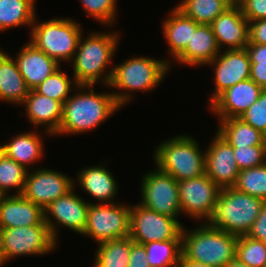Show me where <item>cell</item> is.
<instances>
[{"label": "cell", "mask_w": 266, "mask_h": 267, "mask_svg": "<svg viewBox=\"0 0 266 267\" xmlns=\"http://www.w3.org/2000/svg\"><path fill=\"white\" fill-rule=\"evenodd\" d=\"M73 83L76 86V82L72 81L71 83L67 73L61 71L59 68L33 90L36 93L60 101L63 104L70 97L69 95L71 89H73Z\"/></svg>", "instance_id": "obj_34"}, {"label": "cell", "mask_w": 266, "mask_h": 267, "mask_svg": "<svg viewBox=\"0 0 266 267\" xmlns=\"http://www.w3.org/2000/svg\"><path fill=\"white\" fill-rule=\"evenodd\" d=\"M187 135L174 136L160 144L154 153L157 168L178 182L205 174V151Z\"/></svg>", "instance_id": "obj_5"}, {"label": "cell", "mask_w": 266, "mask_h": 267, "mask_svg": "<svg viewBox=\"0 0 266 267\" xmlns=\"http://www.w3.org/2000/svg\"><path fill=\"white\" fill-rule=\"evenodd\" d=\"M150 267H178L181 240L154 241L144 244Z\"/></svg>", "instance_id": "obj_31"}, {"label": "cell", "mask_w": 266, "mask_h": 267, "mask_svg": "<svg viewBox=\"0 0 266 267\" xmlns=\"http://www.w3.org/2000/svg\"><path fill=\"white\" fill-rule=\"evenodd\" d=\"M240 170L263 165L266 162V145L233 147Z\"/></svg>", "instance_id": "obj_37"}, {"label": "cell", "mask_w": 266, "mask_h": 267, "mask_svg": "<svg viewBox=\"0 0 266 267\" xmlns=\"http://www.w3.org/2000/svg\"><path fill=\"white\" fill-rule=\"evenodd\" d=\"M43 142L41 135L30 131L16 135L10 142L0 145V152L27 169V166L37 163L44 156Z\"/></svg>", "instance_id": "obj_25"}, {"label": "cell", "mask_w": 266, "mask_h": 267, "mask_svg": "<svg viewBox=\"0 0 266 267\" xmlns=\"http://www.w3.org/2000/svg\"><path fill=\"white\" fill-rule=\"evenodd\" d=\"M56 244L48 225L0 229V248L5 262L22 255L47 254Z\"/></svg>", "instance_id": "obj_9"}, {"label": "cell", "mask_w": 266, "mask_h": 267, "mask_svg": "<svg viewBox=\"0 0 266 267\" xmlns=\"http://www.w3.org/2000/svg\"><path fill=\"white\" fill-rule=\"evenodd\" d=\"M249 43L266 44V19L249 22Z\"/></svg>", "instance_id": "obj_42"}, {"label": "cell", "mask_w": 266, "mask_h": 267, "mask_svg": "<svg viewBox=\"0 0 266 267\" xmlns=\"http://www.w3.org/2000/svg\"><path fill=\"white\" fill-rule=\"evenodd\" d=\"M188 231L183 226L180 257L212 267H225L236 257L237 236L211 227L207 222Z\"/></svg>", "instance_id": "obj_3"}, {"label": "cell", "mask_w": 266, "mask_h": 267, "mask_svg": "<svg viewBox=\"0 0 266 267\" xmlns=\"http://www.w3.org/2000/svg\"><path fill=\"white\" fill-rule=\"evenodd\" d=\"M170 17L162 24L163 35L168 44V52L175 60L186 48L199 23L184 15L174 7Z\"/></svg>", "instance_id": "obj_24"}, {"label": "cell", "mask_w": 266, "mask_h": 267, "mask_svg": "<svg viewBox=\"0 0 266 267\" xmlns=\"http://www.w3.org/2000/svg\"><path fill=\"white\" fill-rule=\"evenodd\" d=\"M87 15L99 23L111 26L115 24L117 0H79Z\"/></svg>", "instance_id": "obj_36"}, {"label": "cell", "mask_w": 266, "mask_h": 267, "mask_svg": "<svg viewBox=\"0 0 266 267\" xmlns=\"http://www.w3.org/2000/svg\"><path fill=\"white\" fill-rule=\"evenodd\" d=\"M236 258L250 267L266 265V247L263 241L247 235L239 236L236 243Z\"/></svg>", "instance_id": "obj_35"}, {"label": "cell", "mask_w": 266, "mask_h": 267, "mask_svg": "<svg viewBox=\"0 0 266 267\" xmlns=\"http://www.w3.org/2000/svg\"><path fill=\"white\" fill-rule=\"evenodd\" d=\"M264 246L266 247V239L263 240Z\"/></svg>", "instance_id": "obj_49"}, {"label": "cell", "mask_w": 266, "mask_h": 267, "mask_svg": "<svg viewBox=\"0 0 266 267\" xmlns=\"http://www.w3.org/2000/svg\"><path fill=\"white\" fill-rule=\"evenodd\" d=\"M36 0H0V32L12 27L28 25L36 18Z\"/></svg>", "instance_id": "obj_28"}, {"label": "cell", "mask_w": 266, "mask_h": 267, "mask_svg": "<svg viewBox=\"0 0 266 267\" xmlns=\"http://www.w3.org/2000/svg\"><path fill=\"white\" fill-rule=\"evenodd\" d=\"M237 190L266 201V162L263 165L240 170Z\"/></svg>", "instance_id": "obj_33"}, {"label": "cell", "mask_w": 266, "mask_h": 267, "mask_svg": "<svg viewBox=\"0 0 266 267\" xmlns=\"http://www.w3.org/2000/svg\"><path fill=\"white\" fill-rule=\"evenodd\" d=\"M210 25L220 50L223 45L226 50L244 49L249 43V22L236 3Z\"/></svg>", "instance_id": "obj_18"}, {"label": "cell", "mask_w": 266, "mask_h": 267, "mask_svg": "<svg viewBox=\"0 0 266 267\" xmlns=\"http://www.w3.org/2000/svg\"><path fill=\"white\" fill-rule=\"evenodd\" d=\"M146 258L147 254L144 244L136 243L131 239L128 267H150Z\"/></svg>", "instance_id": "obj_40"}, {"label": "cell", "mask_w": 266, "mask_h": 267, "mask_svg": "<svg viewBox=\"0 0 266 267\" xmlns=\"http://www.w3.org/2000/svg\"><path fill=\"white\" fill-rule=\"evenodd\" d=\"M217 132L232 147L266 145V135L240 118L219 119Z\"/></svg>", "instance_id": "obj_27"}, {"label": "cell", "mask_w": 266, "mask_h": 267, "mask_svg": "<svg viewBox=\"0 0 266 267\" xmlns=\"http://www.w3.org/2000/svg\"><path fill=\"white\" fill-rule=\"evenodd\" d=\"M32 225H47L44 221L43 209L40 206L23 195H1L0 229Z\"/></svg>", "instance_id": "obj_19"}, {"label": "cell", "mask_w": 266, "mask_h": 267, "mask_svg": "<svg viewBox=\"0 0 266 267\" xmlns=\"http://www.w3.org/2000/svg\"><path fill=\"white\" fill-rule=\"evenodd\" d=\"M119 34L90 33L87 39L80 36L73 60V81L76 85H93L99 80L108 87L113 70L107 71L117 49ZM84 38V40H83ZM104 72L106 73L104 75ZM104 75V76H103ZM103 76V77H102Z\"/></svg>", "instance_id": "obj_2"}, {"label": "cell", "mask_w": 266, "mask_h": 267, "mask_svg": "<svg viewBox=\"0 0 266 267\" xmlns=\"http://www.w3.org/2000/svg\"><path fill=\"white\" fill-rule=\"evenodd\" d=\"M183 226L176 218L149 210L141 204L131 205L129 236L136 243L181 240Z\"/></svg>", "instance_id": "obj_10"}, {"label": "cell", "mask_w": 266, "mask_h": 267, "mask_svg": "<svg viewBox=\"0 0 266 267\" xmlns=\"http://www.w3.org/2000/svg\"><path fill=\"white\" fill-rule=\"evenodd\" d=\"M131 206L90 203L87 225L82 235L90 236L97 244L126 238L130 235Z\"/></svg>", "instance_id": "obj_8"}, {"label": "cell", "mask_w": 266, "mask_h": 267, "mask_svg": "<svg viewBox=\"0 0 266 267\" xmlns=\"http://www.w3.org/2000/svg\"><path fill=\"white\" fill-rule=\"evenodd\" d=\"M209 65H215V92L209 105L226 89L250 78L251 62L245 48L225 49Z\"/></svg>", "instance_id": "obj_16"}, {"label": "cell", "mask_w": 266, "mask_h": 267, "mask_svg": "<svg viewBox=\"0 0 266 267\" xmlns=\"http://www.w3.org/2000/svg\"><path fill=\"white\" fill-rule=\"evenodd\" d=\"M245 49L251 64L266 62V44L248 43Z\"/></svg>", "instance_id": "obj_43"}, {"label": "cell", "mask_w": 266, "mask_h": 267, "mask_svg": "<svg viewBox=\"0 0 266 267\" xmlns=\"http://www.w3.org/2000/svg\"><path fill=\"white\" fill-rule=\"evenodd\" d=\"M75 187L73 179L64 173L39 168L27 173L22 195L44 209Z\"/></svg>", "instance_id": "obj_14"}, {"label": "cell", "mask_w": 266, "mask_h": 267, "mask_svg": "<svg viewBox=\"0 0 266 267\" xmlns=\"http://www.w3.org/2000/svg\"><path fill=\"white\" fill-rule=\"evenodd\" d=\"M262 90L249 78L226 89L208 106L218 119L239 118L257 101Z\"/></svg>", "instance_id": "obj_17"}, {"label": "cell", "mask_w": 266, "mask_h": 267, "mask_svg": "<svg viewBox=\"0 0 266 267\" xmlns=\"http://www.w3.org/2000/svg\"><path fill=\"white\" fill-rule=\"evenodd\" d=\"M89 205V202H85L82 197L75 194L73 187L65 195L51 202L43 209L44 221L56 242L58 240L56 223L64 225L74 232H78V234H83L87 225ZM50 216L54 218L51 219L49 218ZM54 220H56L55 224Z\"/></svg>", "instance_id": "obj_13"}, {"label": "cell", "mask_w": 266, "mask_h": 267, "mask_svg": "<svg viewBox=\"0 0 266 267\" xmlns=\"http://www.w3.org/2000/svg\"><path fill=\"white\" fill-rule=\"evenodd\" d=\"M235 3L248 22L266 19V0H235Z\"/></svg>", "instance_id": "obj_39"}, {"label": "cell", "mask_w": 266, "mask_h": 267, "mask_svg": "<svg viewBox=\"0 0 266 267\" xmlns=\"http://www.w3.org/2000/svg\"><path fill=\"white\" fill-rule=\"evenodd\" d=\"M170 61L152 59L147 57H133L116 67L113 70L108 86L122 91L148 92L153 90L162 82L170 71Z\"/></svg>", "instance_id": "obj_7"}, {"label": "cell", "mask_w": 266, "mask_h": 267, "mask_svg": "<svg viewBox=\"0 0 266 267\" xmlns=\"http://www.w3.org/2000/svg\"><path fill=\"white\" fill-rule=\"evenodd\" d=\"M77 176L81 189H84L92 198L94 197L101 204L102 202L103 204L114 203L110 200L115 198L118 186L108 169L103 166H89L79 171Z\"/></svg>", "instance_id": "obj_23"}, {"label": "cell", "mask_w": 266, "mask_h": 267, "mask_svg": "<svg viewBox=\"0 0 266 267\" xmlns=\"http://www.w3.org/2000/svg\"><path fill=\"white\" fill-rule=\"evenodd\" d=\"M23 104L27 119L33 126L44 125V131L49 135L58 131L63 117V104L60 101L30 90Z\"/></svg>", "instance_id": "obj_21"}, {"label": "cell", "mask_w": 266, "mask_h": 267, "mask_svg": "<svg viewBox=\"0 0 266 267\" xmlns=\"http://www.w3.org/2000/svg\"><path fill=\"white\" fill-rule=\"evenodd\" d=\"M247 236L261 241L266 239V201L263 202L260 213Z\"/></svg>", "instance_id": "obj_41"}, {"label": "cell", "mask_w": 266, "mask_h": 267, "mask_svg": "<svg viewBox=\"0 0 266 267\" xmlns=\"http://www.w3.org/2000/svg\"><path fill=\"white\" fill-rule=\"evenodd\" d=\"M182 213L209 221L221 189L206 175L178 182Z\"/></svg>", "instance_id": "obj_12"}, {"label": "cell", "mask_w": 266, "mask_h": 267, "mask_svg": "<svg viewBox=\"0 0 266 267\" xmlns=\"http://www.w3.org/2000/svg\"><path fill=\"white\" fill-rule=\"evenodd\" d=\"M221 52L210 24H199L185 50L175 59L186 65H208Z\"/></svg>", "instance_id": "obj_22"}, {"label": "cell", "mask_w": 266, "mask_h": 267, "mask_svg": "<svg viewBox=\"0 0 266 267\" xmlns=\"http://www.w3.org/2000/svg\"><path fill=\"white\" fill-rule=\"evenodd\" d=\"M234 3L235 0H182L176 8L199 24H211Z\"/></svg>", "instance_id": "obj_29"}, {"label": "cell", "mask_w": 266, "mask_h": 267, "mask_svg": "<svg viewBox=\"0 0 266 267\" xmlns=\"http://www.w3.org/2000/svg\"><path fill=\"white\" fill-rule=\"evenodd\" d=\"M5 263H6V262H5L4 258H3L2 250H1V248H0V267H1L2 265H4Z\"/></svg>", "instance_id": "obj_47"}, {"label": "cell", "mask_w": 266, "mask_h": 267, "mask_svg": "<svg viewBox=\"0 0 266 267\" xmlns=\"http://www.w3.org/2000/svg\"><path fill=\"white\" fill-rule=\"evenodd\" d=\"M29 91L15 60L7 54L0 62V100L21 105Z\"/></svg>", "instance_id": "obj_26"}, {"label": "cell", "mask_w": 266, "mask_h": 267, "mask_svg": "<svg viewBox=\"0 0 266 267\" xmlns=\"http://www.w3.org/2000/svg\"><path fill=\"white\" fill-rule=\"evenodd\" d=\"M240 169L234 148L218 132L205 151V174L220 188L233 187Z\"/></svg>", "instance_id": "obj_15"}, {"label": "cell", "mask_w": 266, "mask_h": 267, "mask_svg": "<svg viewBox=\"0 0 266 267\" xmlns=\"http://www.w3.org/2000/svg\"><path fill=\"white\" fill-rule=\"evenodd\" d=\"M225 267H250L243 262H241L238 258H234L231 262H229Z\"/></svg>", "instance_id": "obj_46"}, {"label": "cell", "mask_w": 266, "mask_h": 267, "mask_svg": "<svg viewBox=\"0 0 266 267\" xmlns=\"http://www.w3.org/2000/svg\"><path fill=\"white\" fill-rule=\"evenodd\" d=\"M28 170L0 152V194L7 195L16 188V195H22Z\"/></svg>", "instance_id": "obj_32"}, {"label": "cell", "mask_w": 266, "mask_h": 267, "mask_svg": "<svg viewBox=\"0 0 266 267\" xmlns=\"http://www.w3.org/2000/svg\"><path fill=\"white\" fill-rule=\"evenodd\" d=\"M157 170L143 176L139 204L160 214L176 218L182 213L178 181L171 175Z\"/></svg>", "instance_id": "obj_11"}, {"label": "cell", "mask_w": 266, "mask_h": 267, "mask_svg": "<svg viewBox=\"0 0 266 267\" xmlns=\"http://www.w3.org/2000/svg\"><path fill=\"white\" fill-rule=\"evenodd\" d=\"M239 118L266 135V89L260 92L257 101Z\"/></svg>", "instance_id": "obj_38"}, {"label": "cell", "mask_w": 266, "mask_h": 267, "mask_svg": "<svg viewBox=\"0 0 266 267\" xmlns=\"http://www.w3.org/2000/svg\"><path fill=\"white\" fill-rule=\"evenodd\" d=\"M8 53H5L3 50H1L0 48V62L2 61V59L7 55Z\"/></svg>", "instance_id": "obj_48"}, {"label": "cell", "mask_w": 266, "mask_h": 267, "mask_svg": "<svg viewBox=\"0 0 266 267\" xmlns=\"http://www.w3.org/2000/svg\"><path fill=\"white\" fill-rule=\"evenodd\" d=\"M14 60L30 90L35 89L60 68L55 59L48 57L30 41L20 49Z\"/></svg>", "instance_id": "obj_20"}, {"label": "cell", "mask_w": 266, "mask_h": 267, "mask_svg": "<svg viewBox=\"0 0 266 267\" xmlns=\"http://www.w3.org/2000/svg\"><path fill=\"white\" fill-rule=\"evenodd\" d=\"M178 267H212V266L188 259L187 257H180Z\"/></svg>", "instance_id": "obj_45"}, {"label": "cell", "mask_w": 266, "mask_h": 267, "mask_svg": "<svg viewBox=\"0 0 266 267\" xmlns=\"http://www.w3.org/2000/svg\"><path fill=\"white\" fill-rule=\"evenodd\" d=\"M95 267H128L131 237L104 241L98 245Z\"/></svg>", "instance_id": "obj_30"}, {"label": "cell", "mask_w": 266, "mask_h": 267, "mask_svg": "<svg viewBox=\"0 0 266 267\" xmlns=\"http://www.w3.org/2000/svg\"><path fill=\"white\" fill-rule=\"evenodd\" d=\"M250 79L262 89H266V62L251 64Z\"/></svg>", "instance_id": "obj_44"}, {"label": "cell", "mask_w": 266, "mask_h": 267, "mask_svg": "<svg viewBox=\"0 0 266 267\" xmlns=\"http://www.w3.org/2000/svg\"><path fill=\"white\" fill-rule=\"evenodd\" d=\"M263 200L237 190L221 189L212 217L207 222L237 237L247 235L263 205Z\"/></svg>", "instance_id": "obj_4"}, {"label": "cell", "mask_w": 266, "mask_h": 267, "mask_svg": "<svg viewBox=\"0 0 266 267\" xmlns=\"http://www.w3.org/2000/svg\"><path fill=\"white\" fill-rule=\"evenodd\" d=\"M74 87L80 91L76 95H70L63 103L62 122L54 135L81 134L91 131L128 103L132 96L125 92L99 94L91 88L93 85ZM82 89H88V92Z\"/></svg>", "instance_id": "obj_1"}, {"label": "cell", "mask_w": 266, "mask_h": 267, "mask_svg": "<svg viewBox=\"0 0 266 267\" xmlns=\"http://www.w3.org/2000/svg\"><path fill=\"white\" fill-rule=\"evenodd\" d=\"M81 35L80 24L70 18L51 19L39 24L35 18L30 42L60 64L61 61H72Z\"/></svg>", "instance_id": "obj_6"}]
</instances>
